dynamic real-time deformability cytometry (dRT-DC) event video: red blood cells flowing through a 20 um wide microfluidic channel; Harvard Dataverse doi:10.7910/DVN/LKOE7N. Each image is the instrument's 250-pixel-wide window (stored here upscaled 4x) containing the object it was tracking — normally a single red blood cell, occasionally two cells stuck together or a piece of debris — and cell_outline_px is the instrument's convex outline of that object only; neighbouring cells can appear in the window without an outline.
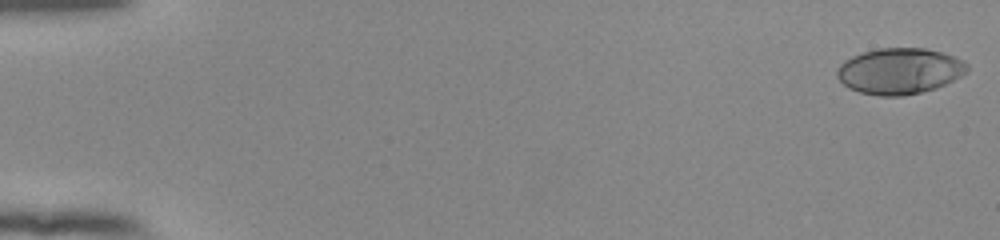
{"species": "human", "species_latin": "Homo sapiens", "temperature_condition": "room temperature", "stored_images_in_passage": 54, "camera_frame_rate_fps": 3000, "um_per_image_px": 0.085, "donor": {"sex": "female"}, "frame": {"image": 1, "passage_image": 1, "time_ms": 0.0, "image_size_px": [1000, 240], "cell_outline_px": [[968, 72], [936, 88], [904, 96], [880, 96], [860, 92], [848, 88], [836, 76], [836, 72], [840, 64], [844, 60], [852, 56], [876, 48], [924, 48], [940, 52], [964, 60], [968, 64]], "centroid_in_image_um": [76.45, 6.04], "position_along_channel_um": 8.6, "area_um2": 34.85}}
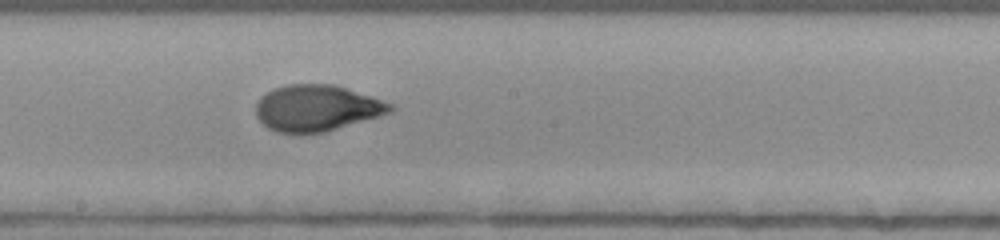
{"frame": {"image": 2, "passage_image": 31, "time_ms": 10.0, "image_size_px": [1000, 240], "cell_outline_px": [[396, 108], [392, 112], [380, 116], [324, 132], [276, 132], [268, 128], [256, 116], [256, 104], [260, 96], [272, 88], [288, 84], [332, 84], [372, 96], [392, 104]], "centroid_in_image_um": [26.92, 9.17], "position_along_channel_um": 221.3, "area_um2": 36.07}}
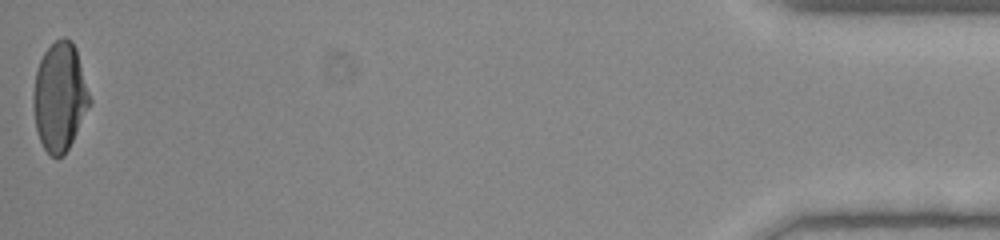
{"frame": {"image": 3, "passage_image": 54, "time_ms": 17.667, "image_size_px": [1000, 240], "cell_outline_px": [[92, 104], [64, 156], [52, 156], [44, 148], [40, 140], [36, 128], [32, 104], [32, 96], [36, 68], [44, 52], [56, 40], [64, 36], [72, 40], [76, 48], [92, 100]], "centroid_in_image_um": [5.09, 8.21], "position_along_channel_um": 430.1, "area_um2": 35.95}, "authors_computed_cell_mechanics": {"area_um2": 35.6915, "velocity_mm_per_s": 3.8741, "shape_relaxation_time_tau1_ms": 5.7437, "shape_relaxation_time_tau2_ms": null, "deformation_change_tau1": 0.2287, "deformation_change_tau2": null}}